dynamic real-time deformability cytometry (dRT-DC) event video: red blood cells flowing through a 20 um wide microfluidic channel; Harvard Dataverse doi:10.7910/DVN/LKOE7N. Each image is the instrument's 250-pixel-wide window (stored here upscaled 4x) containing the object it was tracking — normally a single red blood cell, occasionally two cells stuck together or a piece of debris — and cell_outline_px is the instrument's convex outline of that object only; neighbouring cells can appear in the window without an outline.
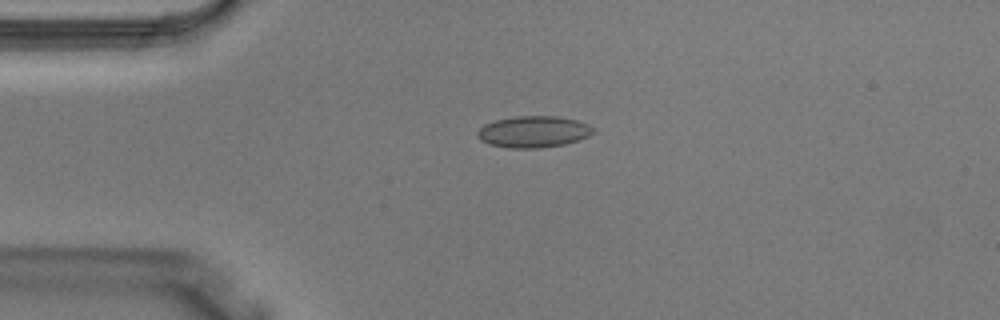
{"species": "Egyptian fruit bat (a non-hibernating species)", "species_latin": "Rousettus aegyptiacus", "temperature_condition": "warm", "stored_images_in_passage": 2, "camera_frame_rate_fps": 3000, "um_per_image_px": 0.085, "animal": {"sex": "male"}, "frame": {"image": 1, "passage_image": 2, "time_ms": 0.333, "image_size_px": [1000, 320], "cell_outline_px": [[596, 132], [580, 140], [564, 144], [540, 148], [508, 148], [488, 144], [480, 140], [476, 136], [476, 132], [484, 124], [496, 120], [512, 116], [556, 116], [576, 120], [588, 124], [596, 128]], "centroid_in_image_um": [45.35, 11.2], "position_along_channel_um": 39.7, "area_um2": 21.56}}